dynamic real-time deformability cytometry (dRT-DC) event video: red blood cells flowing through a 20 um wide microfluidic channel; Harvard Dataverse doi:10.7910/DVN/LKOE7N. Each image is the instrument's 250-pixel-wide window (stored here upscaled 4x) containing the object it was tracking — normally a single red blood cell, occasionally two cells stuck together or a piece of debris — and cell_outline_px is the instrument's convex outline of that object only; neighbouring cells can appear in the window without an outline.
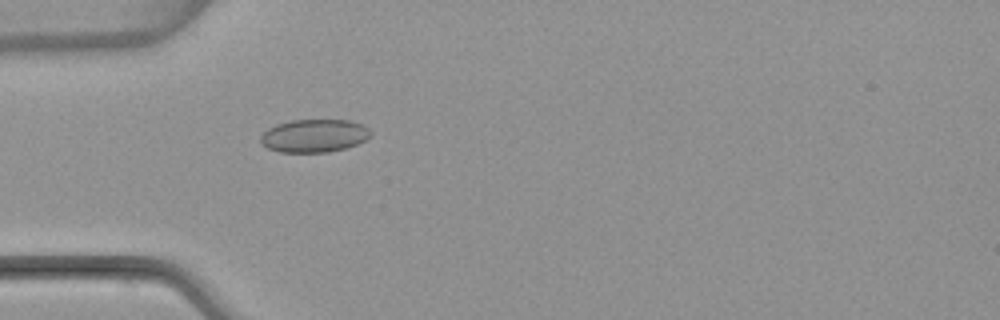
{"species": "common noctule bat (a hibernating species)", "species_latin": "Nyctalus noctula", "temperature_condition": "warm", "stored_images_in_passage": 4, "camera_frame_rate_fps": 3000, "um_per_image_px": 0.085, "animal": {"sex": "female", "body_mass_g": 22.7, "forearm_length_mm": 54.2}, "frame": {"image": 1, "passage_image": 4, "time_ms": 4.667, "image_size_px": [1000, 320], "cell_outline_px": [[372, 136], [356, 144], [344, 148], [328, 152], [280, 152], [268, 148], [260, 144], [260, 136], [268, 128], [276, 124], [292, 120], [352, 120], [368, 128], [372, 132]], "centroid_in_image_um": [26.69, 11.53], "position_along_channel_um": 58.3, "area_um2": 21.21}}